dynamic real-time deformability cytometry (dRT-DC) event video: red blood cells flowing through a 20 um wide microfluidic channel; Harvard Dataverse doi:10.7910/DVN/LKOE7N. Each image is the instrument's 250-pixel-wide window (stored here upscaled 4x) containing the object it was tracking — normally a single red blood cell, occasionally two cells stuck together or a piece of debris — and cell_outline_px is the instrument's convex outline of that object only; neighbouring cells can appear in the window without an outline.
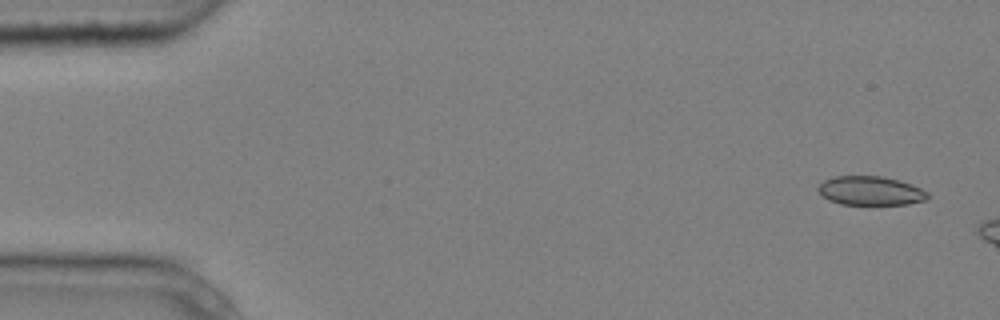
{"species": "common noctule bat (a hibernating species)", "species_latin": "Nyctalus noctula", "temperature_condition": "cold", "stored_images_in_passage": 4, "camera_frame_rate_fps": 3000, "um_per_image_px": 0.085, "animal": {"sex": "male", "body_mass_g": 20.4}, "frame": {"image": 1, "passage_image": 1, "time_ms": 0.0, "image_size_px": [1000, 320], "cell_outline_px": [[932, 196], [924, 200], [908, 204], [840, 204], [828, 200], [816, 188], [824, 180], [832, 176], [884, 176], [900, 180], [912, 184], [928, 192]], "centroid_in_image_um": [74.01, 16.2], "position_along_channel_um": 11.0, "area_um2": 18.61}}